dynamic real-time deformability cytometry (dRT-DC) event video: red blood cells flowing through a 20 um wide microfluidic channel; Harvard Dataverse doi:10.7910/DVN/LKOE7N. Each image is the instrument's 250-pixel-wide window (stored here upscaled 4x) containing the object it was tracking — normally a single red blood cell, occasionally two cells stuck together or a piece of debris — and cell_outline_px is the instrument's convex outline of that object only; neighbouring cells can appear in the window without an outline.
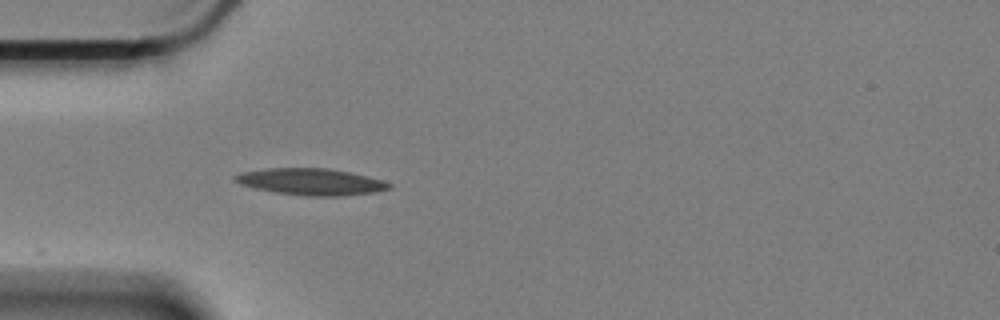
{"species": "Egyptian fruit bat (a non-hibernating species)", "species_latin": "Rousettus aegyptiacus", "temperature_condition": "cold", "stored_images_in_passage": 13, "camera_frame_rate_fps": 3000, "um_per_image_px": 0.085, "animal": {"sex": "female"}, "frame": {"image": 1, "passage_image": 1, "time_ms": 0.0, "image_size_px": [1000, 320], "cell_outline_px": [[392, 188], [376, 192], [336, 196], [308, 196], [276, 192], [256, 188], [240, 184], [232, 180], [232, 176], [244, 172], [268, 168], [328, 168], [368, 176], [392, 184]], "centroid_in_image_um": [26.43, 15.45], "position_along_channel_um": 58.6, "area_um2": 23.7}}
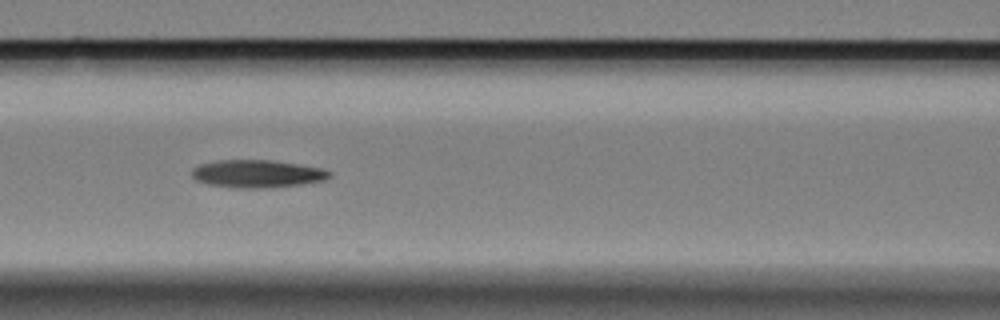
{"frame": {"image": 2, "passage_image": 9, "time_ms": 2.667, "image_size_px": [1000, 320], "cell_outline_px": [[332, 172], [324, 180], [300, 184], [256, 188], [240, 188], [208, 184], [196, 180], [192, 176], [192, 168], [200, 164], [220, 160], [272, 160], [320, 168]], "centroid_in_image_um": [21.81, 14.76], "position_along_channel_um": 144.8, "area_um2": 21.79}}
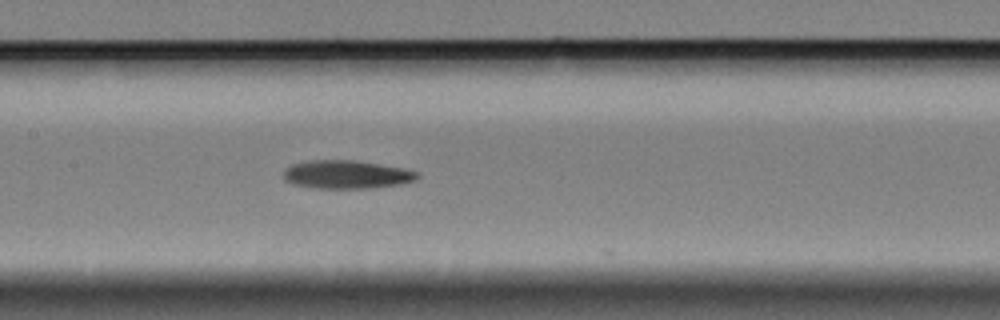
{"frame": {"image": 3, "passage_image": 12, "time_ms": 3.667, "image_size_px": [1000, 320], "cell_outline_px": [[420, 176], [416, 180], [400, 184], [372, 188], [316, 188], [296, 184], [284, 180], [284, 168], [292, 164], [308, 160], [356, 160], [404, 168], [416, 172]], "centroid_in_image_um": [29.46, 14.82], "position_along_channel_um": 177.9, "area_um2": 22.08}}